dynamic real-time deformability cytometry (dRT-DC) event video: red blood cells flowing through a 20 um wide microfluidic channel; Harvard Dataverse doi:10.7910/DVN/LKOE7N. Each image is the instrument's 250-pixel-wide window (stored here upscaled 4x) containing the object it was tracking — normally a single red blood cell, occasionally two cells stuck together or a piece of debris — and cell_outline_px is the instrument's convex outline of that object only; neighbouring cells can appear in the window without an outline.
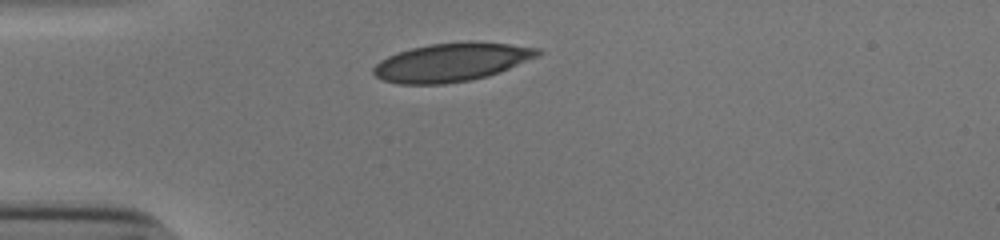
{"species": "human", "species_latin": "Homo sapiens", "temperature_condition": "cold", "stored_images_in_passage": 29, "camera_frame_rate_fps": 3000, "um_per_image_px": 0.085, "donor": {"sex": "male"}, "frame": {"image": 1, "passage_image": 1, "time_ms": 0.0, "image_size_px": [1000, 240], "cell_outline_px": [[544, 52], [540, 56], [500, 72], [488, 76], [472, 80], [444, 84], [400, 84], [384, 80], [376, 76], [372, 72], [372, 68], [380, 60], [388, 56], [412, 48], [428, 44], [472, 40], [508, 44], [540, 48]], "centroid_in_image_um": [38.44, 5.28], "position_along_channel_um": 46.6, "area_um2": 37.17}}
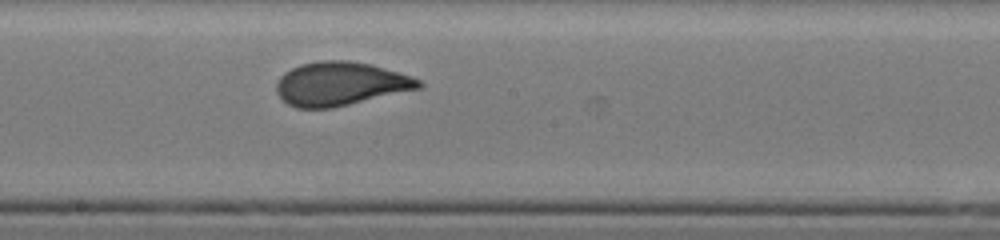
{"frame": {"image": 2, "passage_image": 16, "time_ms": 5.0, "image_size_px": [1000, 240], "cell_outline_px": [[424, 84], [420, 88], [332, 108], [296, 108], [288, 104], [276, 92], [276, 84], [280, 76], [284, 72], [300, 64], [320, 60], [348, 60], [372, 64], [412, 76], [420, 80]], "centroid_in_image_um": [28.92, 7.11], "position_along_channel_um": 219.3, "area_um2": 36.24}}
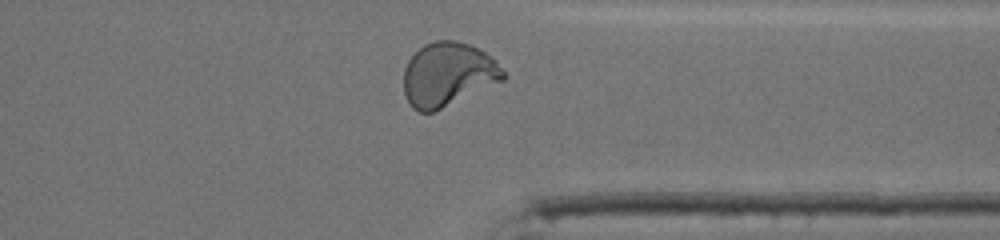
{"frame": {"image": 3, "passage_image": 28, "time_ms": 9.0, "image_size_px": [1000, 240], "cell_outline_px": [[508, 76], [504, 80], [432, 112], [420, 112], [412, 108], [404, 96], [404, 68], [408, 60], [424, 44], [436, 40], [456, 40], [480, 48], [496, 60]], "centroid_in_image_um": [38.08, 6.31], "position_along_channel_um": 373.3, "area_um2": 37.11}, "authors_computed_cell_mechanics": {"area_um2": 36.0672, "velocity_mm_per_s": 3.8918, "shape_relaxation_time_tau1_ms": 5.3681, "shape_relaxation_time_tau2_ms": null, "deformation_change_tau1": 0.2025, "deformation_change_tau2": null}}